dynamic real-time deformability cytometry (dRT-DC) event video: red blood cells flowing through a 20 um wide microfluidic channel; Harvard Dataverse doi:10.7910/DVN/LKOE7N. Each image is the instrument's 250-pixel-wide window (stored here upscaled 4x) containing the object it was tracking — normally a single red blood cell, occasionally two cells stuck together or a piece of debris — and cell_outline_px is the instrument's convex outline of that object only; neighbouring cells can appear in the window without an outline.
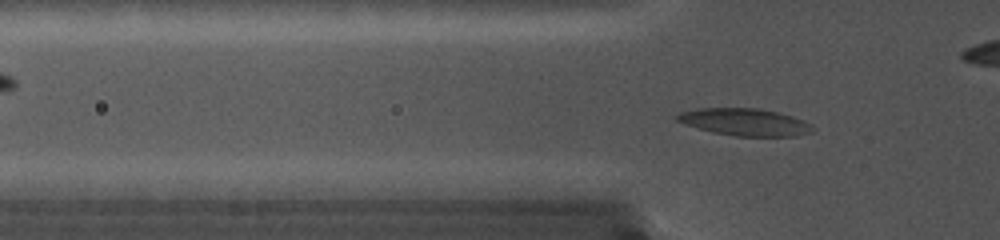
{"species": "common noctule bat (a hibernating species)", "species_latin": "Nyctalus noctula", "temperature_condition": "cold", "stored_images_in_passage": 45, "camera_frame_rate_fps": 5000, "um_per_image_px": 0.085, "animal": {"sex": "female", "body_mass_g": 19.0, "forearm_length_mm": 56.7}, "frame": {"image": 1, "passage_image": 11, "time_ms": 2.0, "image_size_px": [1000, 240], "cell_outline_px": [[816, 128], [812, 132], [796, 136], [736, 136], [712, 132], [684, 124], [676, 120], [672, 116], [680, 112], [696, 108], [760, 108], [780, 112], [804, 120], [812, 124]], "centroid_in_image_um": [63.32, 10.37], "position_along_channel_um": 62.5, "area_um2": 21.85}}
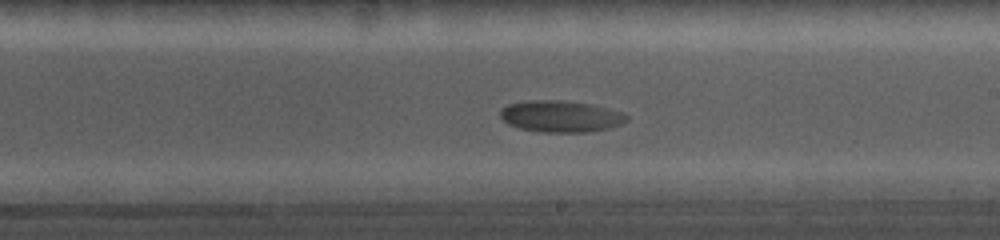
{"frame": {"image": 2, "passage_image": 24, "time_ms": 4.6, "image_size_px": [1000, 240], "cell_outline_px": [[628, 120], [620, 124], [608, 128], [588, 132], [540, 132], [520, 128], [508, 124], [500, 116], [500, 108], [508, 104], [528, 100], [560, 100], [592, 104], [624, 112], [628, 116]], "centroid_in_image_um": [47.66, 9.88], "position_along_channel_um": 241.3, "area_um2": 23.35}}
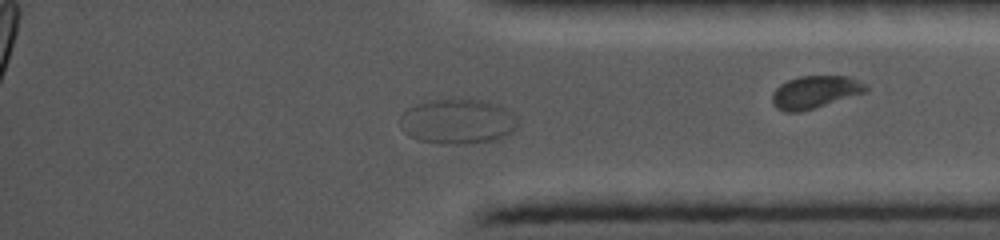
{"frame": {"image": 3, "passage_image": 39, "time_ms": 7.6, "image_size_px": [1000, 240], "cell_outline_px": [[516, 128], [512, 132], [504, 136], [492, 140], [460, 144], [440, 144], [420, 140], [408, 136], [404, 132], [400, 124], [400, 116], [408, 108], [416, 104], [432, 100], [460, 96], [480, 100], [496, 104], [512, 112], [516, 120]], "centroid_in_image_um": [38.86, 10.29], "position_along_channel_um": 396.3, "area_um2": 31.15}}